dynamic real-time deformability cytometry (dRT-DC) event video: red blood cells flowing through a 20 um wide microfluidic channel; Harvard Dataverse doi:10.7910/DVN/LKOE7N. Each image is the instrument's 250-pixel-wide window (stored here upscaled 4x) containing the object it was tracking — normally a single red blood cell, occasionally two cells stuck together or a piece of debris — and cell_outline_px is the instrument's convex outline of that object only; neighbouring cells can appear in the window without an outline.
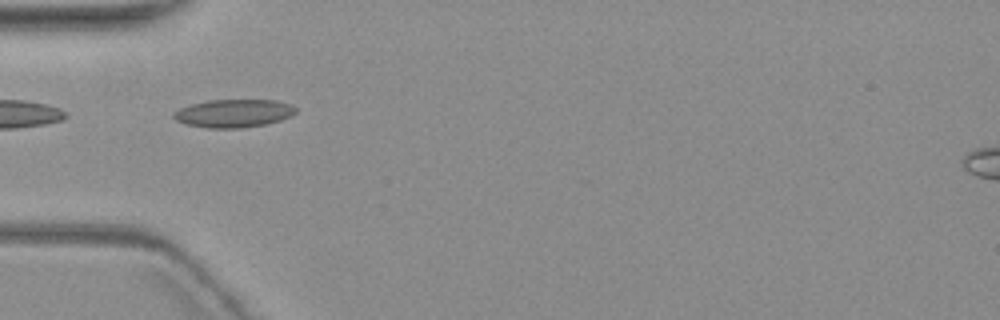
{"species": "common noctule bat (a hibernating species)", "species_latin": "Nyctalus noctula", "temperature_condition": "warm", "stored_images_in_passage": 4, "camera_frame_rate_fps": 3000, "um_per_image_px": 0.085, "animal": {"sex": "female", "body_mass_g": 19.3, "forearm_length_mm": 54.1}, "frame": {"image": 1, "passage_image": 1, "time_ms": 0.0, "image_size_px": [1000, 320], "cell_outline_px": [[296, 112], [292, 116], [280, 120], [264, 124], [240, 128], [208, 128], [184, 124], [176, 120], [172, 116], [172, 112], [180, 108], [192, 104], [208, 100], [276, 100], [292, 104], [296, 108]], "centroid_in_image_um": [19.85, 9.63], "position_along_channel_um": 65.1, "area_um2": 20.06}}
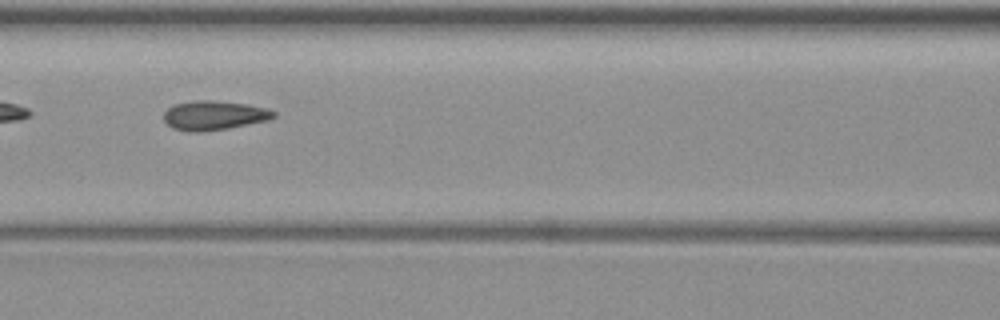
{"frame": {"image": 2, "passage_image": 3, "time_ms": 2.333, "image_size_px": [1000, 320], "cell_outline_px": [[276, 116], [268, 120], [228, 128], [200, 132], [196, 132], [172, 128], [164, 120], [164, 112], [168, 108], [176, 104], [196, 100], [212, 100], [248, 104], [268, 108], [276, 112]], "centroid_in_image_um": [18.22, 9.8], "position_along_channel_um": 148.4, "area_um2": 18.67}}
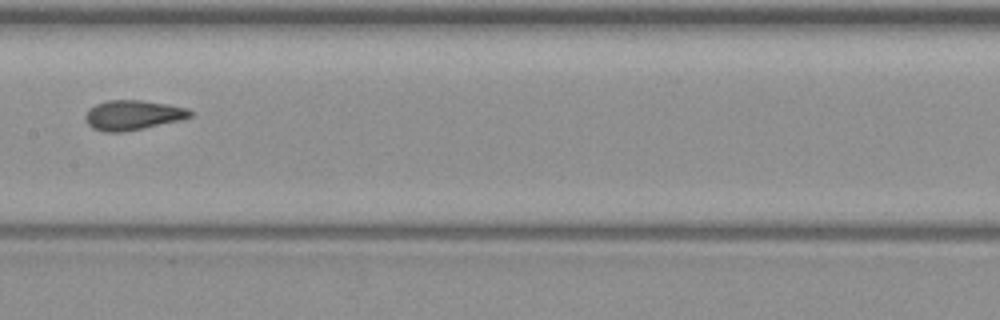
{"frame": {"image": 3, "passage_image": 4, "time_ms": 3.667, "image_size_px": [1000, 320], "cell_outline_px": [[192, 116], [180, 120], [124, 132], [104, 132], [92, 128], [84, 120], [84, 116], [88, 108], [96, 104], [108, 100], [140, 100], [168, 104], [188, 108], [192, 112]], "centroid_in_image_um": [11.25, 9.78], "position_along_channel_um": 196.1, "area_um2": 18.26}}